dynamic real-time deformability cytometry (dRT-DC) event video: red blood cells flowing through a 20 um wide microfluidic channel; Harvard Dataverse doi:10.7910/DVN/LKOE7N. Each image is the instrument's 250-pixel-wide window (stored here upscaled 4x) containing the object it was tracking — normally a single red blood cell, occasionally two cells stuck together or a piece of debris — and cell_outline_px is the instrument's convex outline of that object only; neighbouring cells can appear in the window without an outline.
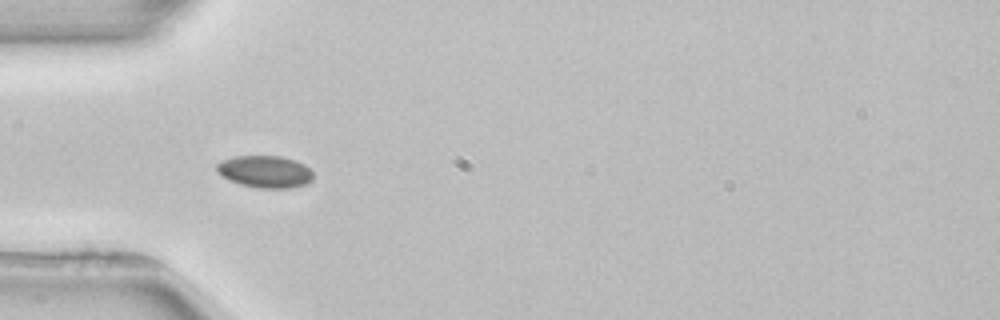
{"species": "common noctule bat (a hibernating species)", "species_latin": "Nyctalus noctula", "temperature_condition": "room temperature", "stored_images_in_passage": 5, "camera_frame_rate_fps": 3000, "um_per_image_px": 0.085, "animal": {"sex": "female", "body_mass_g": 22.7, "forearm_length_mm": 54.2}, "frame": {"image": 1, "passage_image": 4, "time_ms": 4.667, "image_size_px": [1000, 320], "cell_outline_px": [[312, 180], [304, 184], [292, 188], [260, 188], [240, 184], [228, 180], [216, 172], [216, 164], [220, 160], [232, 156], [280, 156], [296, 160], [304, 164], [312, 172]], "centroid_in_image_um": [22.48, 14.58], "position_along_channel_um": 62.5, "area_um2": 18.21}}